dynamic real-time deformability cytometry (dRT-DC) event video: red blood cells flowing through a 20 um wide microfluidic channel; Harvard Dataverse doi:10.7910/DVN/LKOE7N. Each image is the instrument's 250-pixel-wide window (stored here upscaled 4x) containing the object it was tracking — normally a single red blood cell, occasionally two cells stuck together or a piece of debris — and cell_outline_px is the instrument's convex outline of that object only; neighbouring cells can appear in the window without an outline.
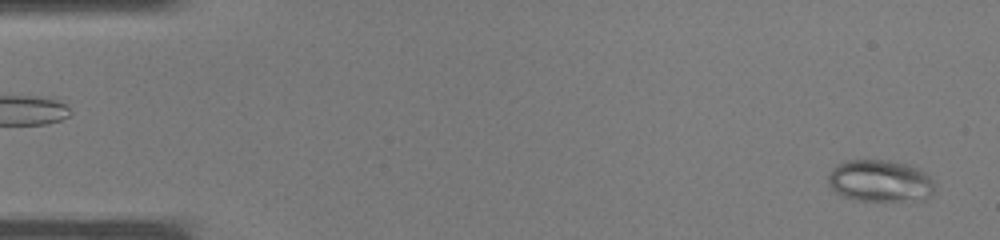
{"species": "common noctule bat (a hibernating species)", "species_latin": "Nyctalus noctula", "temperature_condition": "warm", "stored_images_in_passage": 37, "camera_frame_rate_fps": 3000, "um_per_image_px": 0.085, "animal": {"sex": "male", "body_mass_g": 19.0, "forearm_length_mm": 50.8}, "frame": {"image": 1, "passage_image": 1, "time_ms": 0.0, "image_size_px": [1000, 240], "cell_outline_px": [[932, 192], [924, 200], [856, 200], [844, 196], [836, 192], [828, 184], [828, 172], [832, 168], [844, 160], [888, 160], [908, 164], [920, 168], [932, 180]], "centroid_in_image_um": [74.77, 15.36], "position_along_channel_um": 10.2, "area_um2": 25.95}}
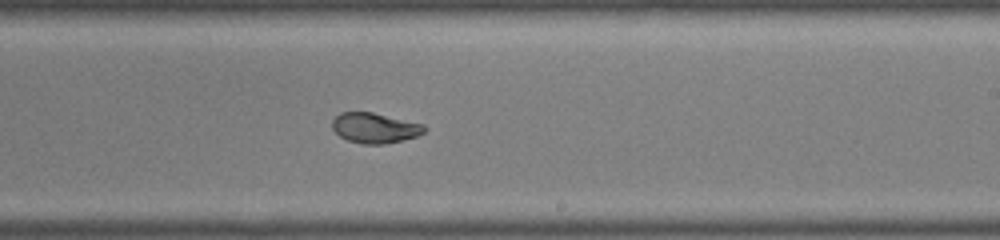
{"frame": {"image": 2, "passage_image": 22, "time_ms": 7.0, "image_size_px": [1000, 240], "cell_outline_px": [[428, 128], [424, 132], [416, 136], [384, 144], [360, 144], [348, 140], [340, 136], [332, 128], [332, 120], [340, 112], [372, 112], [424, 124]], "centroid_in_image_um": [31.85, 10.87], "position_along_channel_um": 257.1, "area_um2": 16.18}}
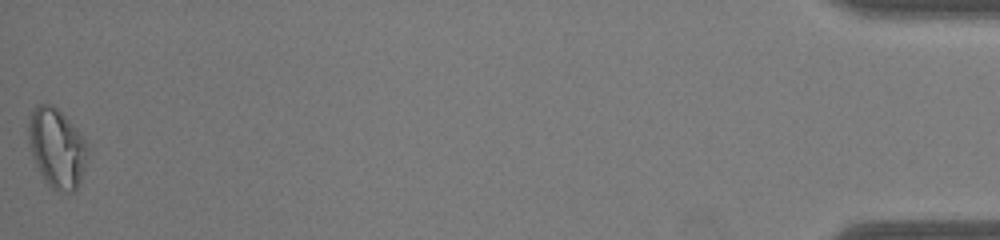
{"frame": {"image": 3, "passage_image": 37, "time_ms": 12.0, "image_size_px": [1000, 240], "cell_outline_px": [[88, 156], [76, 192], [56, 192], [44, 180], [32, 156], [28, 140], [28, 124], [32, 112], [36, 104], [52, 104], [84, 136], [88, 144]], "centroid_in_image_um": [4.84, 12.6], "position_along_channel_um": 430.4, "area_um2": 27.46}}